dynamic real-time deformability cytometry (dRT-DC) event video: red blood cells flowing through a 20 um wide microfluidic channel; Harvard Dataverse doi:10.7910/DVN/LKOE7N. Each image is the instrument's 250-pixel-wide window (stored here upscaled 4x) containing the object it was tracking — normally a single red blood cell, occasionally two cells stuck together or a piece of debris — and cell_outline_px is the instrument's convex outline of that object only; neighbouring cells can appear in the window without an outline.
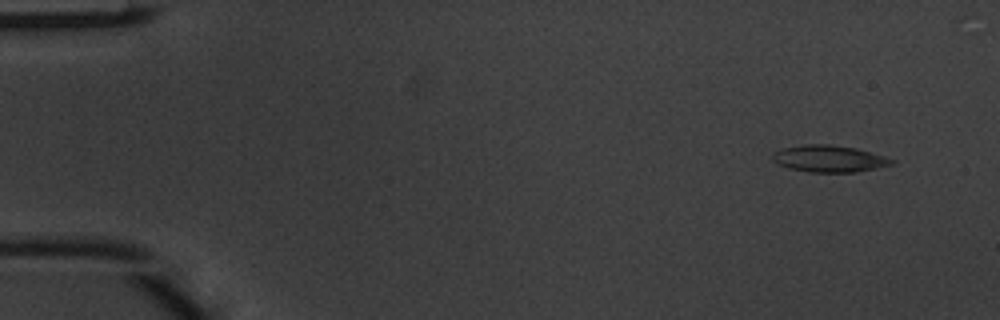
{"species": "common noctule bat (a hibernating species)", "species_latin": "Nyctalus noctula", "temperature_condition": "warm", "stored_images_in_passage": 4, "camera_frame_rate_fps": 3000, "um_per_image_px": 0.085, "animal": {"sex": "male", "body_mass_g": 20.1, "forearm_length_mm": 53.5}, "frame": {"image": 1, "passage_image": 1, "time_ms": 0.0, "image_size_px": [1000, 320], "cell_outline_px": [[896, 160], [892, 164], [876, 168], [856, 172], [808, 172], [788, 168], [772, 160], [772, 152], [784, 148], [804, 144], [828, 144], [856, 148], [884, 156]], "centroid_in_image_um": [70.46, 13.49], "position_along_channel_um": 14.5, "area_um2": 18.55}}
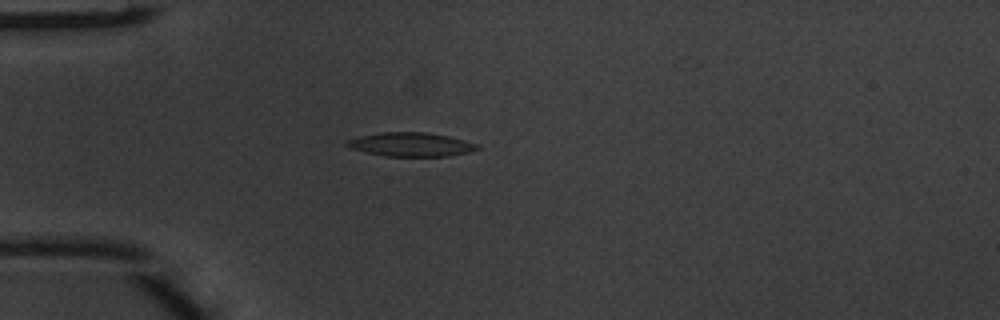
{"frame": {"image": 2, "passage_image": 4, "time_ms": 1.0, "image_size_px": [1000, 320], "cell_outline_px": [[480, 148], [468, 152], [448, 156], [384, 156], [352, 148], [344, 144], [348, 140], [360, 136], [380, 132], [424, 132], [448, 136], [480, 144]], "centroid_in_image_um": [34.96, 12.27], "position_along_channel_um": 50.0, "area_um2": 17.98}}